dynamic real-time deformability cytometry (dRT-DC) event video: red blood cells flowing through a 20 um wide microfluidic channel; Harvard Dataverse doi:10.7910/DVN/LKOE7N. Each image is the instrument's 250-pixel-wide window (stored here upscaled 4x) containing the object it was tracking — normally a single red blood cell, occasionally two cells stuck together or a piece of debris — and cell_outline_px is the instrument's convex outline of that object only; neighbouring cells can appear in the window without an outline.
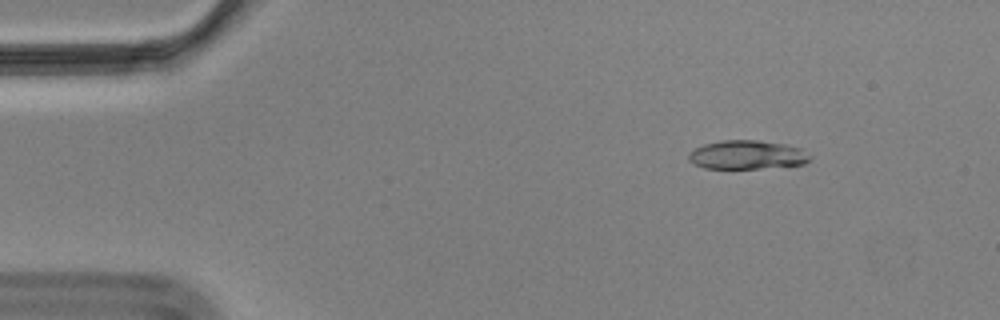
{"species": "Egyptian fruit bat (a non-hibernating species)", "species_latin": "Rousettus aegyptiacus", "temperature_condition": "cold", "stored_images_in_passage": 56, "camera_frame_rate_fps": 3000, "um_per_image_px": 0.085, "animal": {"sex": "male"}, "frame": {"image": 1, "passage_image": 7, "time_ms": 2.0, "image_size_px": [1000, 320], "cell_outline_px": [[812, 156], [804, 164], [760, 168], [704, 168], [688, 160], [688, 152], [704, 144], [720, 140], [756, 140], [784, 144], [800, 148]], "centroid_in_image_um": [63.48, 13.15], "position_along_channel_um": 21.5, "area_um2": 20.23}}
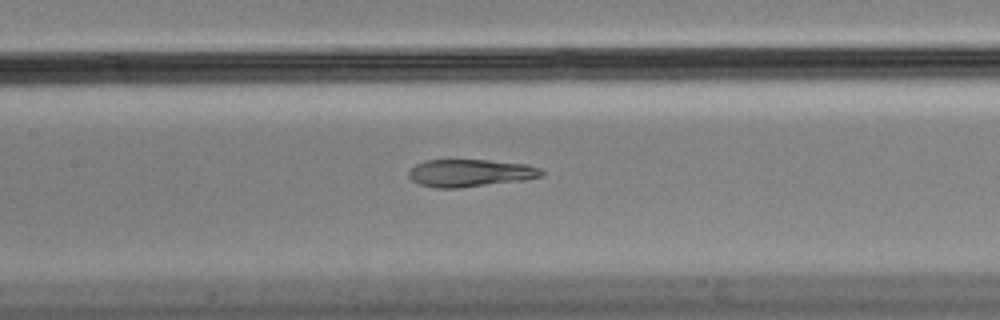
{"frame": {"image": 2, "passage_image": 26, "time_ms": 8.333, "image_size_px": [1000, 320], "cell_outline_px": [[544, 172], [540, 176], [524, 180], [460, 188], [436, 188], [420, 184], [412, 180], [408, 176], [408, 172], [416, 164], [424, 160], [488, 160], [528, 164], [540, 168]], "centroid_in_image_um": [39.96, 14.7], "position_along_channel_um": 167.4, "area_um2": 21.27}}
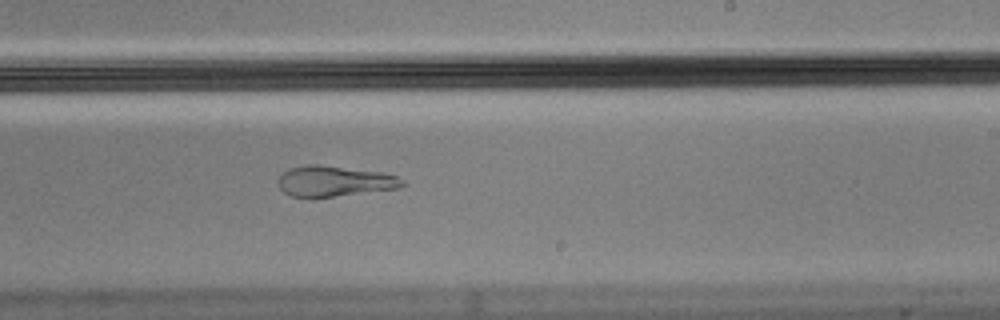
{"frame": {"image": 3, "passage_image": 34, "time_ms": 11.0, "image_size_px": [1000, 320], "cell_outline_px": [[404, 184], [400, 188], [332, 196], [292, 196], [284, 192], [276, 184], [276, 180], [288, 168], [308, 164], [320, 164], [380, 172], [396, 176], [404, 180]], "centroid_in_image_um": [28.39, 15.38], "position_along_channel_um": 260.6, "area_um2": 21.91}, "authors_computed_cell_mechanics": {"area_um2": 21.9929, "velocity_mm_per_s": 3.5059, "shape_relaxation_time_tau1_ms": null, "shape_relaxation_time_tau2_ms": 1.3935, "deformation_change_tau1": null, "deformation_change_tau2": 0.0802}}